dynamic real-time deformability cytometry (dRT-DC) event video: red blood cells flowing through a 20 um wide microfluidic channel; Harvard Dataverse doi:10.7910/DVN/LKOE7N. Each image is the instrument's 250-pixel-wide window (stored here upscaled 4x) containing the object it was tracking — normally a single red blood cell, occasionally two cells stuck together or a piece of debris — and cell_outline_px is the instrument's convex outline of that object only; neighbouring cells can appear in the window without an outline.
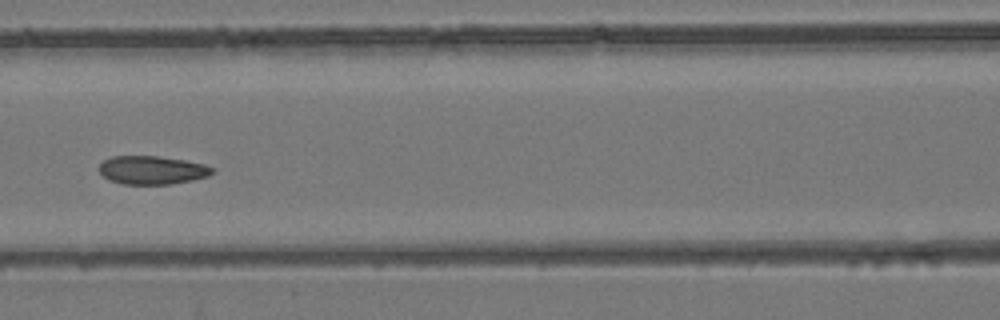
{"species": "common noctule bat (a hibernating species)", "species_latin": "Nyctalus noctula", "temperature_condition": "room temperature", "stored_images_in_passage": 10, "camera_frame_rate_fps": 3000, "um_per_image_px": 0.085, "animal": {"sex": "female", "body_mass_g": 24.6, "forearm_length_mm": 56.2}, "frame": {"image": 1, "passage_image": 6, "time_ms": 6.667, "image_size_px": [1000, 320], "cell_outline_px": [[216, 168], [208, 176], [192, 180], [172, 184], [124, 184], [108, 180], [100, 172], [100, 164], [104, 160], [112, 156], [156, 156], [184, 160], [204, 164]], "centroid_in_image_um": [12.94, 14.46], "position_along_channel_um": 153.7, "area_um2": 18.67}}
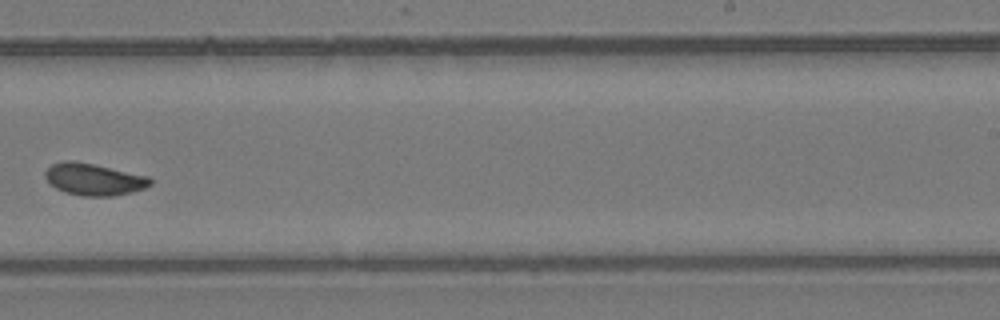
{"frame": {"image": 2, "passage_image": 9, "time_ms": 10.0, "image_size_px": [1000, 320], "cell_outline_px": [[152, 184], [144, 188], [132, 192], [112, 196], [84, 196], [64, 192], [56, 188], [44, 176], [44, 172], [52, 164], [64, 160], [72, 160], [92, 164], [148, 176], [152, 180]], "centroid_in_image_um": [7.97, 15.24], "position_along_channel_um": 281.0, "area_um2": 19.36}}
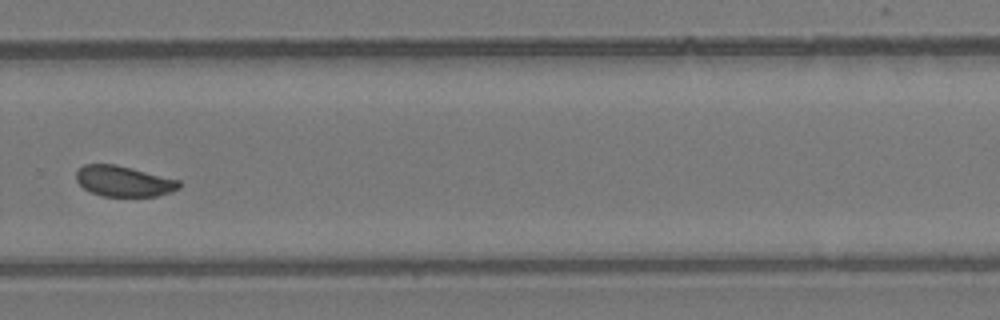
{"frame": {"image": 3, "passage_image": 10, "time_ms": 11.0, "image_size_px": [1000, 320], "cell_outline_px": [[184, 184], [180, 188], [172, 192], [156, 196], [100, 196], [84, 188], [76, 180], [76, 172], [84, 164], [116, 164], [180, 180]], "centroid_in_image_um": [10.56, 15.4], "position_along_channel_um": 319.2, "area_um2": 18.5}}